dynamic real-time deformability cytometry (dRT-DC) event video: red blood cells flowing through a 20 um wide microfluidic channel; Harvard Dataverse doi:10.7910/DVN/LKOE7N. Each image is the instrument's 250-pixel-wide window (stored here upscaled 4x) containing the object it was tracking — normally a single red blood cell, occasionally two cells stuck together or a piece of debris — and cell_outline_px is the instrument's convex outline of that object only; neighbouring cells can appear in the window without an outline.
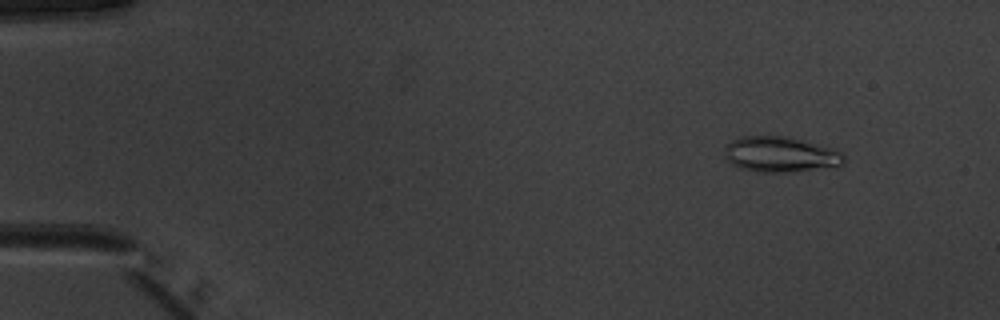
{"species": "common noctule bat (a hibernating species)", "species_latin": "Nyctalus noctula", "temperature_condition": "warm", "stored_images_in_passage": 52, "camera_frame_rate_fps": 3000, "um_per_image_px": 0.085, "animal": {"sex": "male", "body_mass_g": 20.1, "forearm_length_mm": 53.5}, "frame": {"image": 1, "passage_image": 6, "time_ms": 1.667, "image_size_px": [1000, 320], "cell_outline_px": [[844, 160], [840, 164], [788, 172], [756, 172], [740, 168], [732, 164], [724, 156], [724, 144], [740, 136], [784, 136], [800, 140], [844, 152]], "centroid_in_image_um": [66.21, 13.11], "position_along_channel_um": 18.8, "area_um2": 24.28}}
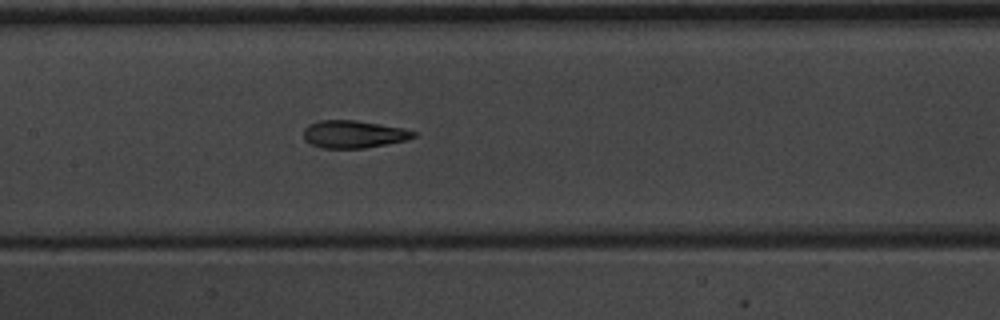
{"frame": {"image": 2, "passage_image": 26, "time_ms": 8.333, "image_size_px": [1000, 320], "cell_outline_px": [[416, 136], [408, 140], [364, 148], [324, 148], [308, 144], [304, 140], [304, 128], [308, 124], [320, 120], [356, 120], [404, 128], [416, 132]], "centroid_in_image_um": [30.04, 11.41], "position_along_channel_um": 177.4, "area_um2": 17.8}}
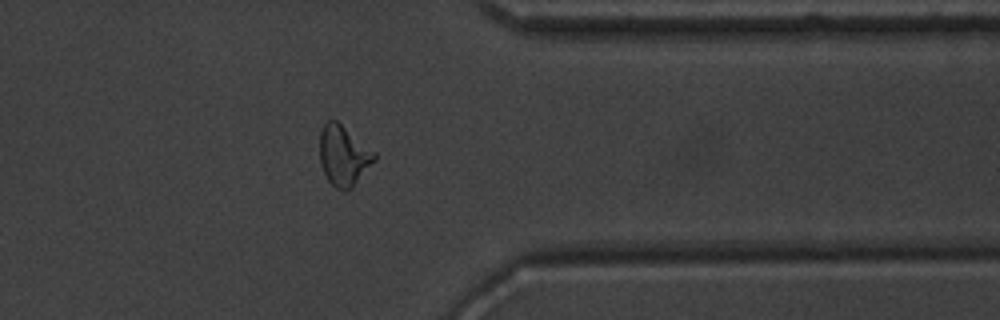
{"frame": {"image": 3, "passage_image": 42, "time_ms": 13.667, "image_size_px": [1000, 320], "cell_outline_px": [[376, 160], [352, 188], [348, 192], [344, 192], [336, 188], [328, 180], [320, 164], [320, 132], [324, 124], [328, 120], [336, 120], [376, 152]], "centroid_in_image_um": [29.21, 13.25], "position_along_channel_um": 382.2, "area_um2": 19.31}, "authors_computed_cell_mechanics": {"area_um2": 19.1318, "velocity_mm_per_s": 3.9785, "shape_relaxation_time_tau1_ms": 7.6078, "shape_relaxation_time_tau2_ms": 1.6406, "deformation_change_tau1": 0.2303, "deformation_change_tau2": 0.0956}}